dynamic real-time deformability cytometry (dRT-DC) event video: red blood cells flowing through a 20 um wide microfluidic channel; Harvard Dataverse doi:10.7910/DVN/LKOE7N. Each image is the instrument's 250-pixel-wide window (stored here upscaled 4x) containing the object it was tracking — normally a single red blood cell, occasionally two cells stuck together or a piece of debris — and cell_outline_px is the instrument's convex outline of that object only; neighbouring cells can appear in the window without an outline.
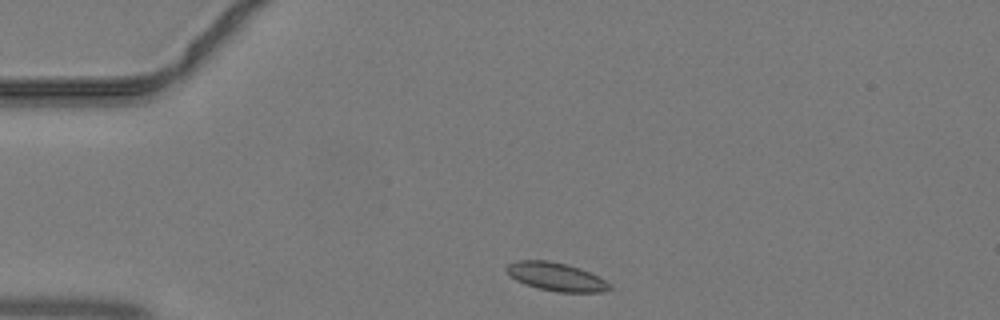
{"species": "common noctule bat (a hibernating species)", "species_latin": "Nyctalus noctula", "temperature_condition": "warm", "stored_images_in_passage": 35, "camera_frame_rate_fps": 3000, "um_per_image_px": 0.085, "animal": {"sex": "male", "body_mass_g": 19.2, "forearm_length_mm": 51.8}, "frame": {"image": 1, "passage_image": 1, "time_ms": 0.0, "image_size_px": [1000, 320], "cell_outline_px": [[612, 288], [604, 292], [560, 292], [540, 288], [524, 284], [516, 280], [504, 268], [508, 264], [516, 260], [548, 260], [568, 264], [580, 268], [612, 284]], "centroid_in_image_um": [47.27, 23.51], "position_along_channel_um": 37.7, "area_um2": 16.94}}
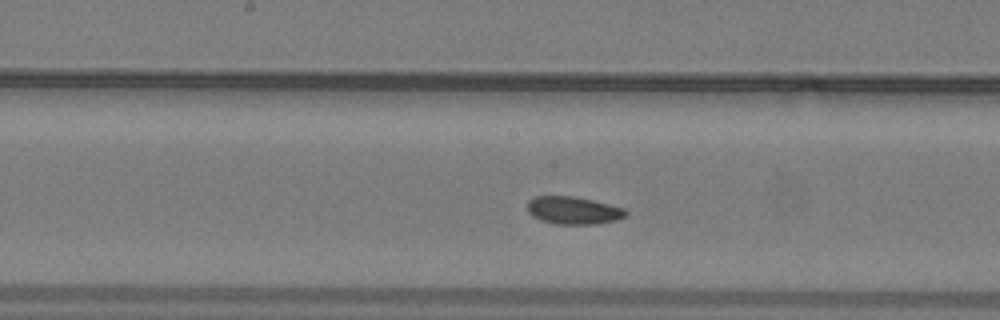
{"frame": {"image": 2, "passage_image": 14, "time_ms": 4.333, "image_size_px": [1000, 320], "cell_outline_px": [[628, 212], [624, 216], [616, 220], [596, 224], [556, 224], [540, 220], [532, 216], [528, 212], [528, 200], [536, 196], [572, 196], [592, 200], [624, 208]], "centroid_in_image_um": [48.71, 17.89], "position_along_channel_um": 199.5, "area_um2": 15.78}}
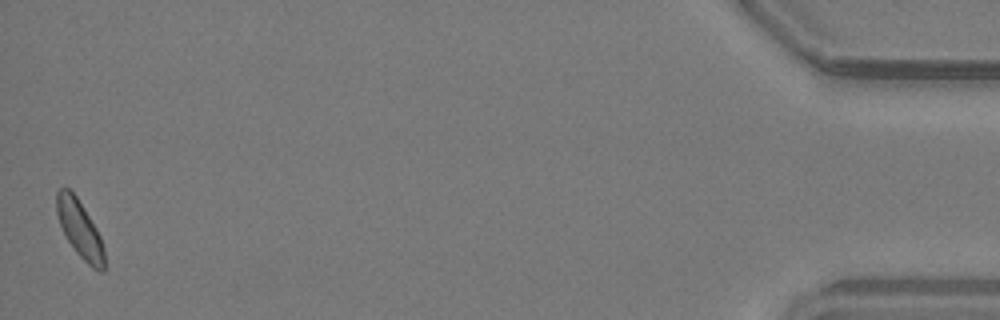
{"frame": {"image": 3, "passage_image": 35, "time_ms": 11.333, "image_size_px": [1000, 320], "cell_outline_px": [[104, 272], [100, 272], [92, 268], [76, 252], [64, 236], [56, 212], [56, 192], [60, 188], [68, 188], [76, 196], [96, 228], [100, 236], [104, 248]], "centroid_in_image_um": [6.77, 19.49], "position_along_channel_um": 428.4, "area_um2": 15.84}}